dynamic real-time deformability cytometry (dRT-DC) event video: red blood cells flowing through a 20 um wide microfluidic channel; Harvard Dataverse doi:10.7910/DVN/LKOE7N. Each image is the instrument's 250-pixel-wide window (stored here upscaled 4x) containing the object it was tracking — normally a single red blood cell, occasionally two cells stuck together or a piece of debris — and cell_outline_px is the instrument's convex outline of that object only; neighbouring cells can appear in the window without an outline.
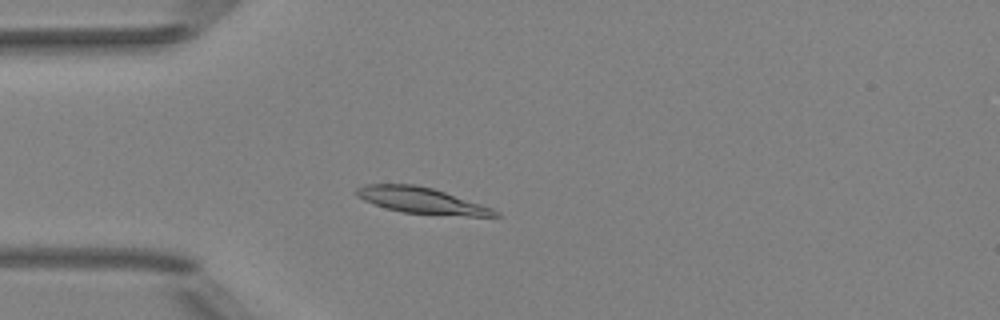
{"species": "Egyptian fruit bat (a non-hibernating species)", "species_latin": "Rousettus aegyptiacus", "temperature_condition": "room temperature", "stored_images_in_passage": 49, "camera_frame_rate_fps": 3000, "um_per_image_px": 0.085, "animal": {"sex": "female"}, "frame": {"image": 1, "passage_image": 12, "time_ms": 3.667, "image_size_px": [1000, 320], "cell_outline_px": [[500, 216], [468, 216], [404, 212], [388, 208], [364, 200], [356, 196], [356, 188], [364, 184], [416, 184], [432, 188], [492, 208], [500, 212]], "centroid_in_image_um": [35.82, 17.03], "position_along_channel_um": 49.2, "area_um2": 20.63}}
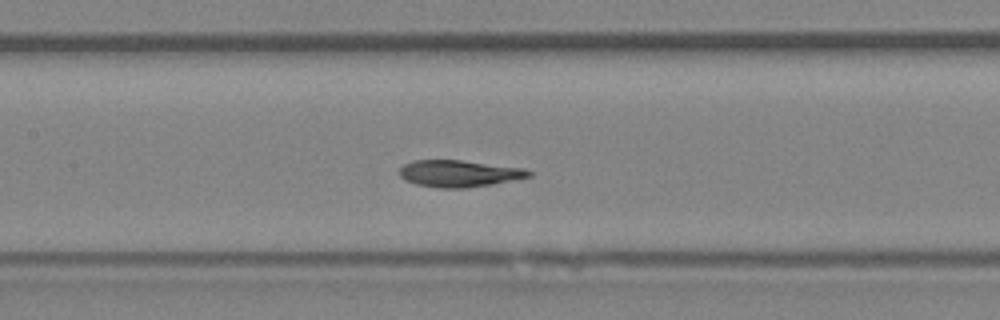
{"frame": {"image": 2, "passage_image": 22, "time_ms": 7.0, "image_size_px": [1000, 320], "cell_outline_px": [[532, 176], [492, 184], [468, 188], [440, 188], [416, 184], [404, 180], [400, 176], [400, 168], [404, 164], [412, 160], [460, 160], [524, 168], [532, 172]], "centroid_in_image_um": [39.01, 14.75], "position_along_channel_um": 168.4, "area_um2": 20.17}}
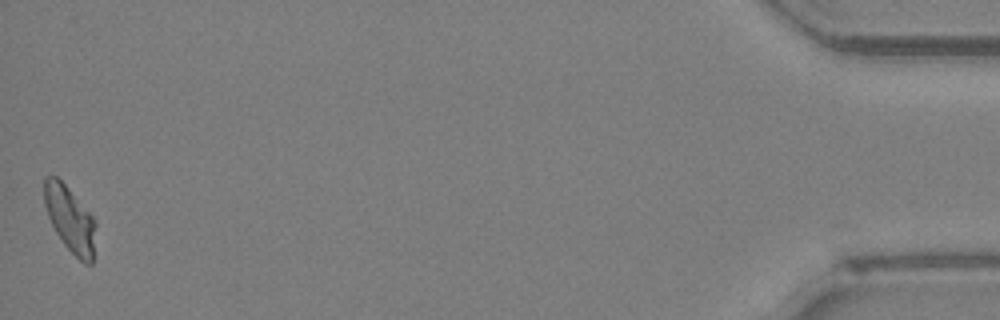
{"frame": {"image": 3, "passage_image": 49, "time_ms": 16.0, "image_size_px": [1000, 320], "cell_outline_px": [[96, 224], [92, 264], [84, 264], [64, 244], [56, 232], [48, 216], [44, 204], [44, 176], [56, 176], [68, 188], [92, 216]], "centroid_in_image_um": [5.94, 18.63], "position_along_channel_um": 429.3, "area_um2": 19.36}, "authors_computed_cell_mechanics": {"area_um2": 20.2878, "velocity_mm_per_s": 3.9708, "shape_relaxation_time_tau1_ms": 6.83, "shape_relaxation_time_tau2_ms": 1.9253, "deformation_change_tau1": 0.1986, "deformation_change_tau2": 0.075}}